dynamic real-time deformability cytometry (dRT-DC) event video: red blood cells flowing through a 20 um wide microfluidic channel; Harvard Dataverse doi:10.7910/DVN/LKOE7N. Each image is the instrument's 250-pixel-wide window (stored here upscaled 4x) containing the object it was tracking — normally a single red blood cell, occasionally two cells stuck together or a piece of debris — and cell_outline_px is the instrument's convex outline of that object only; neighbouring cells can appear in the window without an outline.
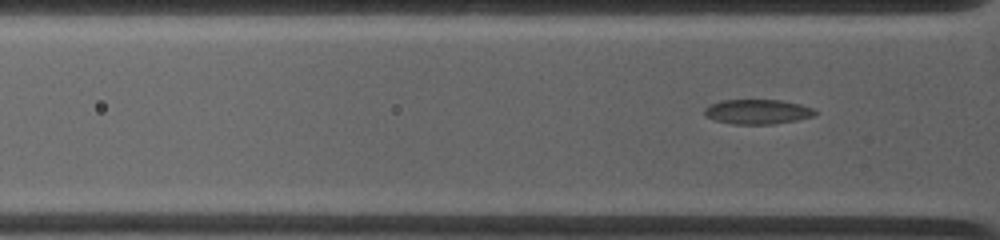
{"species": "common noctule bat (a hibernating species)", "species_latin": "Nyctalus noctula", "temperature_condition": "warm", "stored_images_in_passage": 5, "segment_of_instrument_passage": [2, 2], "camera_frame_rate_fps": 4500, "um_per_image_px": 0.085, "animal": {"sex": "female", "body_mass_g": 19.0, "forearm_length_mm": 53.3}, "frame": {"image": 1, "passage_image": 5, "time_ms": 4.0, "image_size_px": [1000, 240], "cell_outline_px": [[816, 116], [796, 120], [772, 124], [732, 124], [716, 120], [704, 116], [704, 108], [712, 104], [724, 100], [780, 100], [800, 104], [812, 108], [816, 112]], "centroid_in_image_um": [64.39, 9.5], "position_along_channel_um": 61.4, "area_um2": 15.84}}